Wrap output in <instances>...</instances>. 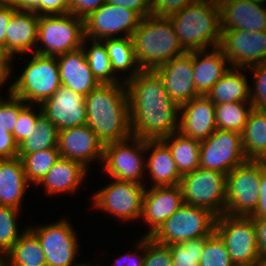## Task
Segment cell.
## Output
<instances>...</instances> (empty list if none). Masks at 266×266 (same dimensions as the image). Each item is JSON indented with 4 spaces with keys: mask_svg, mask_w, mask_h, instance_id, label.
<instances>
[{
    "mask_svg": "<svg viewBox=\"0 0 266 266\" xmlns=\"http://www.w3.org/2000/svg\"><path fill=\"white\" fill-rule=\"evenodd\" d=\"M252 73V87H250V102L253 109L266 111V61L248 68Z\"/></svg>",
    "mask_w": 266,
    "mask_h": 266,
    "instance_id": "cell-42",
    "label": "cell"
},
{
    "mask_svg": "<svg viewBox=\"0 0 266 266\" xmlns=\"http://www.w3.org/2000/svg\"><path fill=\"white\" fill-rule=\"evenodd\" d=\"M161 140L170 149L172 158L182 176L200 167L201 141L187 137L179 131Z\"/></svg>",
    "mask_w": 266,
    "mask_h": 266,
    "instance_id": "cell-32",
    "label": "cell"
},
{
    "mask_svg": "<svg viewBox=\"0 0 266 266\" xmlns=\"http://www.w3.org/2000/svg\"><path fill=\"white\" fill-rule=\"evenodd\" d=\"M0 6H12L17 8V0H0Z\"/></svg>",
    "mask_w": 266,
    "mask_h": 266,
    "instance_id": "cell-57",
    "label": "cell"
},
{
    "mask_svg": "<svg viewBox=\"0 0 266 266\" xmlns=\"http://www.w3.org/2000/svg\"><path fill=\"white\" fill-rule=\"evenodd\" d=\"M75 266H94V264L92 265L91 263L88 264V263L81 262V263H77V265H75Z\"/></svg>",
    "mask_w": 266,
    "mask_h": 266,
    "instance_id": "cell-60",
    "label": "cell"
},
{
    "mask_svg": "<svg viewBox=\"0 0 266 266\" xmlns=\"http://www.w3.org/2000/svg\"><path fill=\"white\" fill-rule=\"evenodd\" d=\"M12 64H0V88L12 77ZM9 78V79H8Z\"/></svg>",
    "mask_w": 266,
    "mask_h": 266,
    "instance_id": "cell-55",
    "label": "cell"
},
{
    "mask_svg": "<svg viewBox=\"0 0 266 266\" xmlns=\"http://www.w3.org/2000/svg\"><path fill=\"white\" fill-rule=\"evenodd\" d=\"M216 218L205 208L184 203L150 237L165 245L210 237L215 232Z\"/></svg>",
    "mask_w": 266,
    "mask_h": 266,
    "instance_id": "cell-7",
    "label": "cell"
},
{
    "mask_svg": "<svg viewBox=\"0 0 266 266\" xmlns=\"http://www.w3.org/2000/svg\"><path fill=\"white\" fill-rule=\"evenodd\" d=\"M35 105L28 104L18 116V121L13 130V136L15 141L19 144L33 129V127H37V120L39 116L42 114V109L40 105H37L38 110H34ZM38 112V113H37Z\"/></svg>",
    "mask_w": 266,
    "mask_h": 266,
    "instance_id": "cell-44",
    "label": "cell"
},
{
    "mask_svg": "<svg viewBox=\"0 0 266 266\" xmlns=\"http://www.w3.org/2000/svg\"><path fill=\"white\" fill-rule=\"evenodd\" d=\"M215 104L207 96H198L180 106L179 132L203 141L215 131Z\"/></svg>",
    "mask_w": 266,
    "mask_h": 266,
    "instance_id": "cell-22",
    "label": "cell"
},
{
    "mask_svg": "<svg viewBox=\"0 0 266 266\" xmlns=\"http://www.w3.org/2000/svg\"><path fill=\"white\" fill-rule=\"evenodd\" d=\"M180 186L186 204L205 208L217 217L226 210V175L210 169L197 168L181 177Z\"/></svg>",
    "mask_w": 266,
    "mask_h": 266,
    "instance_id": "cell-10",
    "label": "cell"
},
{
    "mask_svg": "<svg viewBox=\"0 0 266 266\" xmlns=\"http://www.w3.org/2000/svg\"><path fill=\"white\" fill-rule=\"evenodd\" d=\"M143 266H172V255L169 245L154 241L145 236V258Z\"/></svg>",
    "mask_w": 266,
    "mask_h": 266,
    "instance_id": "cell-43",
    "label": "cell"
},
{
    "mask_svg": "<svg viewBox=\"0 0 266 266\" xmlns=\"http://www.w3.org/2000/svg\"><path fill=\"white\" fill-rule=\"evenodd\" d=\"M221 30L266 31V5L246 0H218Z\"/></svg>",
    "mask_w": 266,
    "mask_h": 266,
    "instance_id": "cell-21",
    "label": "cell"
},
{
    "mask_svg": "<svg viewBox=\"0 0 266 266\" xmlns=\"http://www.w3.org/2000/svg\"><path fill=\"white\" fill-rule=\"evenodd\" d=\"M146 154V140L131 136L126 140L104 145L101 165L111 179L145 185L143 177L146 175Z\"/></svg>",
    "mask_w": 266,
    "mask_h": 266,
    "instance_id": "cell-9",
    "label": "cell"
},
{
    "mask_svg": "<svg viewBox=\"0 0 266 266\" xmlns=\"http://www.w3.org/2000/svg\"><path fill=\"white\" fill-rule=\"evenodd\" d=\"M101 41L107 49L114 74L121 76L119 73L121 72L123 77L127 71L128 74L124 76L126 78H123V82L134 78L142 70L136 60L132 37L106 38Z\"/></svg>",
    "mask_w": 266,
    "mask_h": 266,
    "instance_id": "cell-30",
    "label": "cell"
},
{
    "mask_svg": "<svg viewBox=\"0 0 266 266\" xmlns=\"http://www.w3.org/2000/svg\"><path fill=\"white\" fill-rule=\"evenodd\" d=\"M256 227L257 244L260 259H266V219L252 218Z\"/></svg>",
    "mask_w": 266,
    "mask_h": 266,
    "instance_id": "cell-51",
    "label": "cell"
},
{
    "mask_svg": "<svg viewBox=\"0 0 266 266\" xmlns=\"http://www.w3.org/2000/svg\"><path fill=\"white\" fill-rule=\"evenodd\" d=\"M69 13V0H39V16Z\"/></svg>",
    "mask_w": 266,
    "mask_h": 266,
    "instance_id": "cell-50",
    "label": "cell"
},
{
    "mask_svg": "<svg viewBox=\"0 0 266 266\" xmlns=\"http://www.w3.org/2000/svg\"><path fill=\"white\" fill-rule=\"evenodd\" d=\"M30 185H37L60 159L58 149H46L29 154H18Z\"/></svg>",
    "mask_w": 266,
    "mask_h": 266,
    "instance_id": "cell-37",
    "label": "cell"
},
{
    "mask_svg": "<svg viewBox=\"0 0 266 266\" xmlns=\"http://www.w3.org/2000/svg\"><path fill=\"white\" fill-rule=\"evenodd\" d=\"M246 1H252V2H258V3L266 4V0H246Z\"/></svg>",
    "mask_w": 266,
    "mask_h": 266,
    "instance_id": "cell-61",
    "label": "cell"
},
{
    "mask_svg": "<svg viewBox=\"0 0 266 266\" xmlns=\"http://www.w3.org/2000/svg\"><path fill=\"white\" fill-rule=\"evenodd\" d=\"M183 192L180 184L145 188L142 200L141 220L149 230L144 236H151L182 205Z\"/></svg>",
    "mask_w": 266,
    "mask_h": 266,
    "instance_id": "cell-20",
    "label": "cell"
},
{
    "mask_svg": "<svg viewBox=\"0 0 266 266\" xmlns=\"http://www.w3.org/2000/svg\"><path fill=\"white\" fill-rule=\"evenodd\" d=\"M259 188V202L255 211L250 215V217L266 219V170L262 173Z\"/></svg>",
    "mask_w": 266,
    "mask_h": 266,
    "instance_id": "cell-52",
    "label": "cell"
},
{
    "mask_svg": "<svg viewBox=\"0 0 266 266\" xmlns=\"http://www.w3.org/2000/svg\"><path fill=\"white\" fill-rule=\"evenodd\" d=\"M255 265L256 266H266V259H259V261Z\"/></svg>",
    "mask_w": 266,
    "mask_h": 266,
    "instance_id": "cell-59",
    "label": "cell"
},
{
    "mask_svg": "<svg viewBox=\"0 0 266 266\" xmlns=\"http://www.w3.org/2000/svg\"><path fill=\"white\" fill-rule=\"evenodd\" d=\"M12 83V94L27 104L41 105L62 85L56 57L33 53Z\"/></svg>",
    "mask_w": 266,
    "mask_h": 266,
    "instance_id": "cell-5",
    "label": "cell"
},
{
    "mask_svg": "<svg viewBox=\"0 0 266 266\" xmlns=\"http://www.w3.org/2000/svg\"><path fill=\"white\" fill-rule=\"evenodd\" d=\"M241 136L247 160H266V111L252 109Z\"/></svg>",
    "mask_w": 266,
    "mask_h": 266,
    "instance_id": "cell-31",
    "label": "cell"
},
{
    "mask_svg": "<svg viewBox=\"0 0 266 266\" xmlns=\"http://www.w3.org/2000/svg\"><path fill=\"white\" fill-rule=\"evenodd\" d=\"M87 171L79 162L60 157L36 187L44 186L43 189L49 196H56L58 193L76 194L81 183L85 182Z\"/></svg>",
    "mask_w": 266,
    "mask_h": 266,
    "instance_id": "cell-27",
    "label": "cell"
},
{
    "mask_svg": "<svg viewBox=\"0 0 266 266\" xmlns=\"http://www.w3.org/2000/svg\"><path fill=\"white\" fill-rule=\"evenodd\" d=\"M231 67L219 47L193 51V74L197 93L206 96Z\"/></svg>",
    "mask_w": 266,
    "mask_h": 266,
    "instance_id": "cell-25",
    "label": "cell"
},
{
    "mask_svg": "<svg viewBox=\"0 0 266 266\" xmlns=\"http://www.w3.org/2000/svg\"><path fill=\"white\" fill-rule=\"evenodd\" d=\"M252 109L251 102L215 104L217 129L242 133Z\"/></svg>",
    "mask_w": 266,
    "mask_h": 266,
    "instance_id": "cell-36",
    "label": "cell"
},
{
    "mask_svg": "<svg viewBox=\"0 0 266 266\" xmlns=\"http://www.w3.org/2000/svg\"><path fill=\"white\" fill-rule=\"evenodd\" d=\"M56 58L62 86L86 96L100 84L90 70L83 47Z\"/></svg>",
    "mask_w": 266,
    "mask_h": 266,
    "instance_id": "cell-23",
    "label": "cell"
},
{
    "mask_svg": "<svg viewBox=\"0 0 266 266\" xmlns=\"http://www.w3.org/2000/svg\"><path fill=\"white\" fill-rule=\"evenodd\" d=\"M6 266H47L41 244L28 227L6 254Z\"/></svg>",
    "mask_w": 266,
    "mask_h": 266,
    "instance_id": "cell-33",
    "label": "cell"
},
{
    "mask_svg": "<svg viewBox=\"0 0 266 266\" xmlns=\"http://www.w3.org/2000/svg\"><path fill=\"white\" fill-rule=\"evenodd\" d=\"M67 218L47 225L28 227L38 238L45 254L47 266H75L79 250L77 233ZM36 227V228H35ZM76 233V234H75Z\"/></svg>",
    "mask_w": 266,
    "mask_h": 266,
    "instance_id": "cell-13",
    "label": "cell"
},
{
    "mask_svg": "<svg viewBox=\"0 0 266 266\" xmlns=\"http://www.w3.org/2000/svg\"><path fill=\"white\" fill-rule=\"evenodd\" d=\"M169 19L186 52L219 47L222 31L218 0H197Z\"/></svg>",
    "mask_w": 266,
    "mask_h": 266,
    "instance_id": "cell-3",
    "label": "cell"
},
{
    "mask_svg": "<svg viewBox=\"0 0 266 266\" xmlns=\"http://www.w3.org/2000/svg\"><path fill=\"white\" fill-rule=\"evenodd\" d=\"M219 48L234 68H246L266 61V31L221 30Z\"/></svg>",
    "mask_w": 266,
    "mask_h": 266,
    "instance_id": "cell-16",
    "label": "cell"
},
{
    "mask_svg": "<svg viewBox=\"0 0 266 266\" xmlns=\"http://www.w3.org/2000/svg\"><path fill=\"white\" fill-rule=\"evenodd\" d=\"M12 55L7 51L4 44L0 43V64H11L13 63Z\"/></svg>",
    "mask_w": 266,
    "mask_h": 266,
    "instance_id": "cell-56",
    "label": "cell"
},
{
    "mask_svg": "<svg viewBox=\"0 0 266 266\" xmlns=\"http://www.w3.org/2000/svg\"><path fill=\"white\" fill-rule=\"evenodd\" d=\"M136 60L142 70H154L186 51L179 43L169 18H142L132 35Z\"/></svg>",
    "mask_w": 266,
    "mask_h": 266,
    "instance_id": "cell-4",
    "label": "cell"
},
{
    "mask_svg": "<svg viewBox=\"0 0 266 266\" xmlns=\"http://www.w3.org/2000/svg\"><path fill=\"white\" fill-rule=\"evenodd\" d=\"M90 41L91 46L86 48V44ZM82 47L90 70L100 84L125 83L122 77L118 78L112 71L107 49L101 40L84 38Z\"/></svg>",
    "mask_w": 266,
    "mask_h": 266,
    "instance_id": "cell-35",
    "label": "cell"
},
{
    "mask_svg": "<svg viewBox=\"0 0 266 266\" xmlns=\"http://www.w3.org/2000/svg\"><path fill=\"white\" fill-rule=\"evenodd\" d=\"M215 232L224 241L234 265H252L259 261L256 227L252 217L224 213L216 218Z\"/></svg>",
    "mask_w": 266,
    "mask_h": 266,
    "instance_id": "cell-11",
    "label": "cell"
},
{
    "mask_svg": "<svg viewBox=\"0 0 266 266\" xmlns=\"http://www.w3.org/2000/svg\"><path fill=\"white\" fill-rule=\"evenodd\" d=\"M29 185L19 157L0 159V206L21 210Z\"/></svg>",
    "mask_w": 266,
    "mask_h": 266,
    "instance_id": "cell-28",
    "label": "cell"
},
{
    "mask_svg": "<svg viewBox=\"0 0 266 266\" xmlns=\"http://www.w3.org/2000/svg\"><path fill=\"white\" fill-rule=\"evenodd\" d=\"M246 161L239 132L217 129L200 143V168L227 175Z\"/></svg>",
    "mask_w": 266,
    "mask_h": 266,
    "instance_id": "cell-15",
    "label": "cell"
},
{
    "mask_svg": "<svg viewBox=\"0 0 266 266\" xmlns=\"http://www.w3.org/2000/svg\"><path fill=\"white\" fill-rule=\"evenodd\" d=\"M199 266H235L224 241L216 232L206 240Z\"/></svg>",
    "mask_w": 266,
    "mask_h": 266,
    "instance_id": "cell-40",
    "label": "cell"
},
{
    "mask_svg": "<svg viewBox=\"0 0 266 266\" xmlns=\"http://www.w3.org/2000/svg\"><path fill=\"white\" fill-rule=\"evenodd\" d=\"M197 0H152V16L169 18Z\"/></svg>",
    "mask_w": 266,
    "mask_h": 266,
    "instance_id": "cell-45",
    "label": "cell"
},
{
    "mask_svg": "<svg viewBox=\"0 0 266 266\" xmlns=\"http://www.w3.org/2000/svg\"><path fill=\"white\" fill-rule=\"evenodd\" d=\"M110 180L109 184L92 196L94 208L114 215L122 222L141 218L146 186L113 178Z\"/></svg>",
    "mask_w": 266,
    "mask_h": 266,
    "instance_id": "cell-12",
    "label": "cell"
},
{
    "mask_svg": "<svg viewBox=\"0 0 266 266\" xmlns=\"http://www.w3.org/2000/svg\"><path fill=\"white\" fill-rule=\"evenodd\" d=\"M135 245V249L137 248L135 252L119 255V257H116L114 260L113 266H143L145 258V236L140 238Z\"/></svg>",
    "mask_w": 266,
    "mask_h": 266,
    "instance_id": "cell-46",
    "label": "cell"
},
{
    "mask_svg": "<svg viewBox=\"0 0 266 266\" xmlns=\"http://www.w3.org/2000/svg\"><path fill=\"white\" fill-rule=\"evenodd\" d=\"M17 9L33 11L39 15V0H17Z\"/></svg>",
    "mask_w": 266,
    "mask_h": 266,
    "instance_id": "cell-54",
    "label": "cell"
},
{
    "mask_svg": "<svg viewBox=\"0 0 266 266\" xmlns=\"http://www.w3.org/2000/svg\"><path fill=\"white\" fill-rule=\"evenodd\" d=\"M18 157V143L11 132L0 126V159Z\"/></svg>",
    "mask_w": 266,
    "mask_h": 266,
    "instance_id": "cell-48",
    "label": "cell"
},
{
    "mask_svg": "<svg viewBox=\"0 0 266 266\" xmlns=\"http://www.w3.org/2000/svg\"><path fill=\"white\" fill-rule=\"evenodd\" d=\"M18 9L12 6H0V43L6 47V28L8 27L11 16Z\"/></svg>",
    "mask_w": 266,
    "mask_h": 266,
    "instance_id": "cell-53",
    "label": "cell"
},
{
    "mask_svg": "<svg viewBox=\"0 0 266 266\" xmlns=\"http://www.w3.org/2000/svg\"><path fill=\"white\" fill-rule=\"evenodd\" d=\"M0 266H6V255L0 250Z\"/></svg>",
    "mask_w": 266,
    "mask_h": 266,
    "instance_id": "cell-58",
    "label": "cell"
},
{
    "mask_svg": "<svg viewBox=\"0 0 266 266\" xmlns=\"http://www.w3.org/2000/svg\"><path fill=\"white\" fill-rule=\"evenodd\" d=\"M40 106L59 131L87 124L85 96L62 85Z\"/></svg>",
    "mask_w": 266,
    "mask_h": 266,
    "instance_id": "cell-19",
    "label": "cell"
},
{
    "mask_svg": "<svg viewBox=\"0 0 266 266\" xmlns=\"http://www.w3.org/2000/svg\"><path fill=\"white\" fill-rule=\"evenodd\" d=\"M235 266H239V265H235ZM241 266H256V265L252 264V265H241Z\"/></svg>",
    "mask_w": 266,
    "mask_h": 266,
    "instance_id": "cell-62",
    "label": "cell"
},
{
    "mask_svg": "<svg viewBox=\"0 0 266 266\" xmlns=\"http://www.w3.org/2000/svg\"><path fill=\"white\" fill-rule=\"evenodd\" d=\"M208 238L201 237L180 244H170L172 266H199V260Z\"/></svg>",
    "mask_w": 266,
    "mask_h": 266,
    "instance_id": "cell-39",
    "label": "cell"
},
{
    "mask_svg": "<svg viewBox=\"0 0 266 266\" xmlns=\"http://www.w3.org/2000/svg\"><path fill=\"white\" fill-rule=\"evenodd\" d=\"M40 16L33 11L17 10L6 28V49L14 57L35 53Z\"/></svg>",
    "mask_w": 266,
    "mask_h": 266,
    "instance_id": "cell-24",
    "label": "cell"
},
{
    "mask_svg": "<svg viewBox=\"0 0 266 266\" xmlns=\"http://www.w3.org/2000/svg\"><path fill=\"white\" fill-rule=\"evenodd\" d=\"M125 85L132 136L160 140L178 132L180 106L169 97L155 70H141Z\"/></svg>",
    "mask_w": 266,
    "mask_h": 266,
    "instance_id": "cell-1",
    "label": "cell"
},
{
    "mask_svg": "<svg viewBox=\"0 0 266 266\" xmlns=\"http://www.w3.org/2000/svg\"><path fill=\"white\" fill-rule=\"evenodd\" d=\"M241 70V71H240ZM246 68L231 67L206 96L214 103L250 102V87Z\"/></svg>",
    "mask_w": 266,
    "mask_h": 266,
    "instance_id": "cell-29",
    "label": "cell"
},
{
    "mask_svg": "<svg viewBox=\"0 0 266 266\" xmlns=\"http://www.w3.org/2000/svg\"><path fill=\"white\" fill-rule=\"evenodd\" d=\"M87 125L104 144L132 136L125 83L99 84L85 96Z\"/></svg>",
    "mask_w": 266,
    "mask_h": 266,
    "instance_id": "cell-2",
    "label": "cell"
},
{
    "mask_svg": "<svg viewBox=\"0 0 266 266\" xmlns=\"http://www.w3.org/2000/svg\"><path fill=\"white\" fill-rule=\"evenodd\" d=\"M264 161L247 160L226 175V210L234 216H250L259 202Z\"/></svg>",
    "mask_w": 266,
    "mask_h": 266,
    "instance_id": "cell-8",
    "label": "cell"
},
{
    "mask_svg": "<svg viewBox=\"0 0 266 266\" xmlns=\"http://www.w3.org/2000/svg\"><path fill=\"white\" fill-rule=\"evenodd\" d=\"M141 21L142 17L132 9L106 2L84 19V37L89 40L132 37Z\"/></svg>",
    "mask_w": 266,
    "mask_h": 266,
    "instance_id": "cell-14",
    "label": "cell"
},
{
    "mask_svg": "<svg viewBox=\"0 0 266 266\" xmlns=\"http://www.w3.org/2000/svg\"><path fill=\"white\" fill-rule=\"evenodd\" d=\"M107 3L132 9L142 18L152 15V0H106Z\"/></svg>",
    "mask_w": 266,
    "mask_h": 266,
    "instance_id": "cell-49",
    "label": "cell"
},
{
    "mask_svg": "<svg viewBox=\"0 0 266 266\" xmlns=\"http://www.w3.org/2000/svg\"><path fill=\"white\" fill-rule=\"evenodd\" d=\"M59 130L41 114L37 120V127L18 144V154H29L46 149H58Z\"/></svg>",
    "mask_w": 266,
    "mask_h": 266,
    "instance_id": "cell-34",
    "label": "cell"
},
{
    "mask_svg": "<svg viewBox=\"0 0 266 266\" xmlns=\"http://www.w3.org/2000/svg\"><path fill=\"white\" fill-rule=\"evenodd\" d=\"M104 3L106 0H69V13L84 20Z\"/></svg>",
    "mask_w": 266,
    "mask_h": 266,
    "instance_id": "cell-47",
    "label": "cell"
},
{
    "mask_svg": "<svg viewBox=\"0 0 266 266\" xmlns=\"http://www.w3.org/2000/svg\"><path fill=\"white\" fill-rule=\"evenodd\" d=\"M21 210L0 206V250L6 255L27 228L19 231L17 217Z\"/></svg>",
    "mask_w": 266,
    "mask_h": 266,
    "instance_id": "cell-38",
    "label": "cell"
},
{
    "mask_svg": "<svg viewBox=\"0 0 266 266\" xmlns=\"http://www.w3.org/2000/svg\"><path fill=\"white\" fill-rule=\"evenodd\" d=\"M84 38V20L73 14L40 16L35 53L57 57L82 47Z\"/></svg>",
    "mask_w": 266,
    "mask_h": 266,
    "instance_id": "cell-6",
    "label": "cell"
},
{
    "mask_svg": "<svg viewBox=\"0 0 266 266\" xmlns=\"http://www.w3.org/2000/svg\"><path fill=\"white\" fill-rule=\"evenodd\" d=\"M8 98L0 97V126L13 133L19 113L28 105L12 94V83L8 90Z\"/></svg>",
    "mask_w": 266,
    "mask_h": 266,
    "instance_id": "cell-41",
    "label": "cell"
},
{
    "mask_svg": "<svg viewBox=\"0 0 266 266\" xmlns=\"http://www.w3.org/2000/svg\"><path fill=\"white\" fill-rule=\"evenodd\" d=\"M150 154L146 157L145 172H148L151 187L174 186L181 182L182 175L179 173L176 163L168 146L160 140H146V152Z\"/></svg>",
    "mask_w": 266,
    "mask_h": 266,
    "instance_id": "cell-26",
    "label": "cell"
},
{
    "mask_svg": "<svg viewBox=\"0 0 266 266\" xmlns=\"http://www.w3.org/2000/svg\"><path fill=\"white\" fill-rule=\"evenodd\" d=\"M57 147L61 158L79 162L87 169L90 163L101 164L103 160L104 144L87 124L60 130Z\"/></svg>",
    "mask_w": 266,
    "mask_h": 266,
    "instance_id": "cell-17",
    "label": "cell"
},
{
    "mask_svg": "<svg viewBox=\"0 0 266 266\" xmlns=\"http://www.w3.org/2000/svg\"><path fill=\"white\" fill-rule=\"evenodd\" d=\"M169 97L179 106L200 96L194 84L193 51L185 52L154 69Z\"/></svg>",
    "mask_w": 266,
    "mask_h": 266,
    "instance_id": "cell-18",
    "label": "cell"
}]
</instances>
